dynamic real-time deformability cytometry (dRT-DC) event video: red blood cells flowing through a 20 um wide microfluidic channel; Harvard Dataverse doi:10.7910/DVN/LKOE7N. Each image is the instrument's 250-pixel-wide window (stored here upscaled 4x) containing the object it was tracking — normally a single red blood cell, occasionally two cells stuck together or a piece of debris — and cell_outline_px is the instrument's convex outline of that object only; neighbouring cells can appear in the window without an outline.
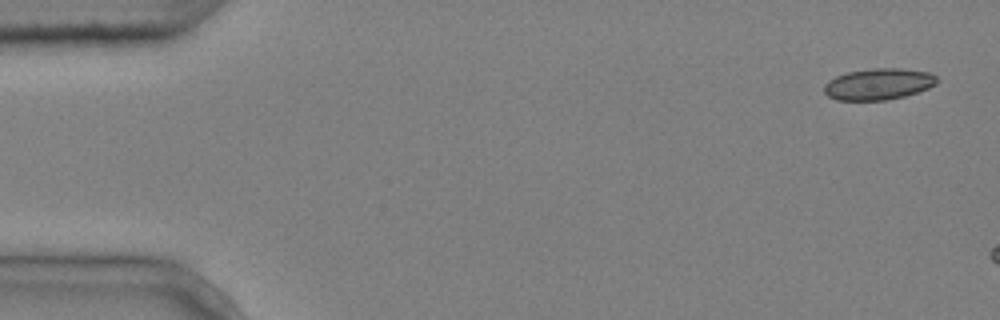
{"species": "common noctule bat (a hibernating species)", "species_latin": "Nyctalus noctula", "temperature_condition": "cold", "stored_images_in_passage": 3, "camera_frame_rate_fps": 3000, "um_per_image_px": 0.085, "animal": {"sex": "male", "body_mass_g": 20.4}, "frame": {"image": 1, "passage_image": 1, "time_ms": 0.0, "image_size_px": [1000, 320], "cell_outline_px": [[940, 80], [936, 84], [928, 88], [904, 96], [884, 100], [836, 100], [828, 96], [824, 92], [824, 84], [828, 80], [836, 76], [848, 72], [872, 68], [900, 68], [928, 72], [936, 76]], "centroid_in_image_um": [74.66, 7.14], "position_along_channel_um": 10.3, "area_um2": 20.63}}